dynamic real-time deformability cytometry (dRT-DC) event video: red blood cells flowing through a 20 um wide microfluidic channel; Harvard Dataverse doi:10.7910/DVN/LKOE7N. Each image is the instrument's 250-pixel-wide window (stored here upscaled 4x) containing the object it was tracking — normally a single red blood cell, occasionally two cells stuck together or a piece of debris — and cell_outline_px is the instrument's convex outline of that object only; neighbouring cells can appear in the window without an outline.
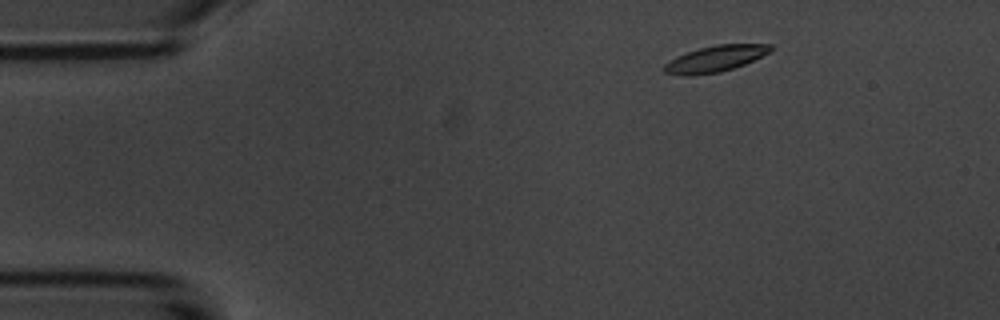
{"species": "common noctule bat (a hibernating species)", "species_latin": "Nyctalus noctula", "temperature_condition": "room temperature", "stored_images_in_passage": 5, "camera_frame_rate_fps": 3000, "um_per_image_px": 0.085, "animal": {"sex": "male", "body_mass_g": 20.1, "forearm_length_mm": 53.5}, "frame": {"image": 1, "passage_image": 2, "time_ms": 1.333, "image_size_px": [1000, 320], "cell_outline_px": [[776, 48], [772, 52], [744, 64], [720, 72], [692, 76], [684, 76], [664, 72], [664, 64], [676, 56], [700, 48], [716, 44], [772, 44]], "centroid_in_image_um": [60.84, 4.99], "position_along_channel_um": 24.2, "area_um2": 16.36}}
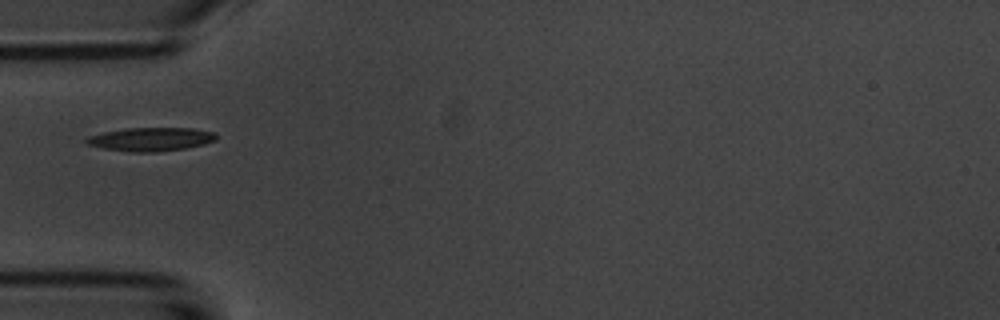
{"frame": {"image": 2, "passage_image": 5, "time_ms": 4.667, "image_size_px": [1000, 320], "cell_outline_px": [[216, 140], [204, 144], [184, 148], [156, 152], [132, 152], [104, 148], [88, 144], [84, 140], [88, 136], [104, 132], [124, 128], [192, 128], [216, 132]], "centroid_in_image_um": [12.84, 11.83], "position_along_channel_um": 72.2, "area_um2": 17.74}}